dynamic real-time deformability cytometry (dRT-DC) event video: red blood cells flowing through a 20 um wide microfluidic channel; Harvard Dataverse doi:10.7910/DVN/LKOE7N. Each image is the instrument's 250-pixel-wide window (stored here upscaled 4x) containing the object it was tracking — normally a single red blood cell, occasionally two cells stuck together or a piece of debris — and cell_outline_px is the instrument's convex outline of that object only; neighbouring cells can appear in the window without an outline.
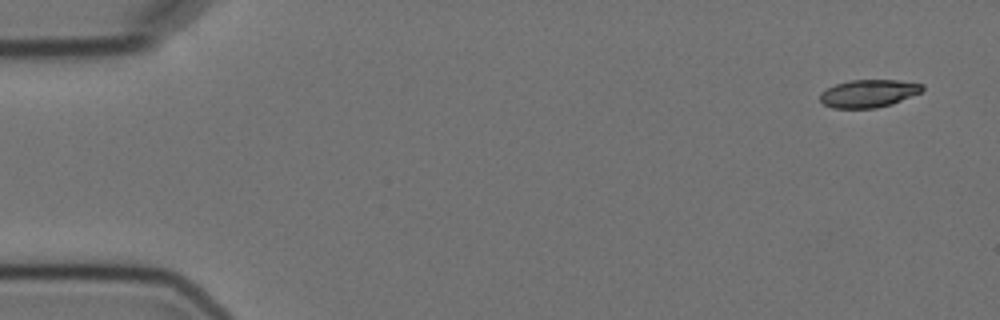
{"species": "Egyptian fruit bat (a non-hibernating species)", "species_latin": "Rousettus aegyptiacus", "temperature_condition": "cold", "stored_images_in_passage": 3, "camera_frame_rate_fps": 3000, "um_per_image_px": 0.085, "animal": {"sex": "female"}, "frame": {"image": 1, "passage_image": 1, "time_ms": 0.0, "image_size_px": [1000, 320], "cell_outline_px": [[924, 88], [920, 92], [892, 104], [876, 108], [832, 108], [824, 104], [820, 100], [820, 92], [836, 84], [852, 80], [896, 80], [924, 84]], "centroid_in_image_um": [73.82, 7.94], "position_along_channel_um": 11.2, "area_um2": 16.42}}